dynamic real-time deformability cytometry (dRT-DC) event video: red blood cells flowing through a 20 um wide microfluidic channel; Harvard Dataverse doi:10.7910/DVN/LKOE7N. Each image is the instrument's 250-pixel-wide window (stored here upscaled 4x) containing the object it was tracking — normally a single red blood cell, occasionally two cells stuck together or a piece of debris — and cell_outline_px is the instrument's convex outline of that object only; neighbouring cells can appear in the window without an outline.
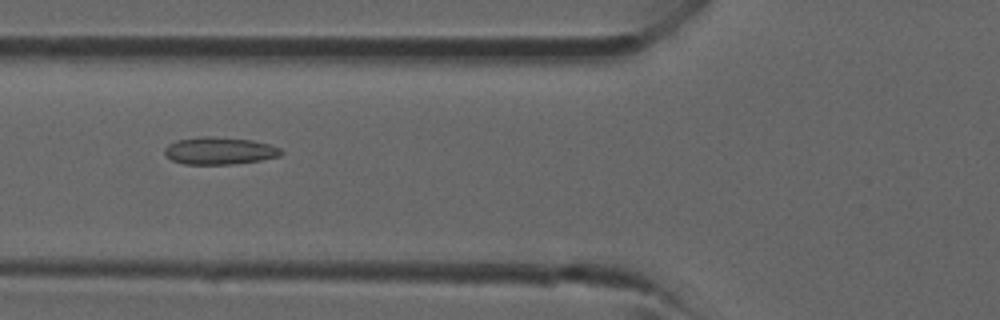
{"species": "common noctule bat (a hibernating species)", "species_latin": "Nyctalus noctula", "temperature_condition": "room temperature", "stored_images_in_passage": 5, "camera_frame_rate_fps": 3000, "um_per_image_px": 0.085, "animal": {"sex": "male", "forearm_length_mm": 52.5}, "frame": {"image": 1, "passage_image": 5, "time_ms": 6.0, "image_size_px": [1000, 320], "cell_outline_px": [[284, 152], [280, 156], [260, 160], [232, 164], [184, 164], [172, 160], [164, 156], [164, 148], [168, 144], [176, 140], [204, 136], [212, 136], [252, 140], [272, 144], [280, 148]], "centroid_in_image_um": [18.65, 12.81], "position_along_channel_um": 107.2, "area_um2": 18.73}}